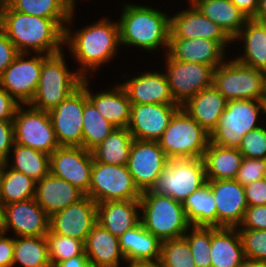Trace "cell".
Here are the masks:
<instances>
[{"label": "cell", "instance_id": "obj_1", "mask_svg": "<svg viewBox=\"0 0 266 267\" xmlns=\"http://www.w3.org/2000/svg\"><path fill=\"white\" fill-rule=\"evenodd\" d=\"M74 11L69 20H52L18 12L5 4L1 5L0 28L19 53H28L30 49L35 53L52 55L62 51L64 23L72 22Z\"/></svg>", "mask_w": 266, "mask_h": 267}, {"label": "cell", "instance_id": "obj_2", "mask_svg": "<svg viewBox=\"0 0 266 267\" xmlns=\"http://www.w3.org/2000/svg\"><path fill=\"white\" fill-rule=\"evenodd\" d=\"M71 34L65 27L64 43L69 44L70 51L81 65L77 69L84 78L88 71H94L113 59L120 46L119 22L100 19L97 23L86 26Z\"/></svg>", "mask_w": 266, "mask_h": 267}, {"label": "cell", "instance_id": "obj_3", "mask_svg": "<svg viewBox=\"0 0 266 267\" xmlns=\"http://www.w3.org/2000/svg\"><path fill=\"white\" fill-rule=\"evenodd\" d=\"M120 44L138 46L153 51L159 46L168 49L170 17L143 5H124L120 17Z\"/></svg>", "mask_w": 266, "mask_h": 267}, {"label": "cell", "instance_id": "obj_4", "mask_svg": "<svg viewBox=\"0 0 266 267\" xmlns=\"http://www.w3.org/2000/svg\"><path fill=\"white\" fill-rule=\"evenodd\" d=\"M139 200L143 212L140 222L161 242L183 237L192 227L182 203L171 197L147 190L142 192Z\"/></svg>", "mask_w": 266, "mask_h": 267}, {"label": "cell", "instance_id": "obj_5", "mask_svg": "<svg viewBox=\"0 0 266 267\" xmlns=\"http://www.w3.org/2000/svg\"><path fill=\"white\" fill-rule=\"evenodd\" d=\"M83 79L79 72L68 70L62 51L48 55L42 62L38 87L28 105L49 112L78 89Z\"/></svg>", "mask_w": 266, "mask_h": 267}, {"label": "cell", "instance_id": "obj_6", "mask_svg": "<svg viewBox=\"0 0 266 267\" xmlns=\"http://www.w3.org/2000/svg\"><path fill=\"white\" fill-rule=\"evenodd\" d=\"M209 133L180 107L158 140L168 159L203 158Z\"/></svg>", "mask_w": 266, "mask_h": 267}, {"label": "cell", "instance_id": "obj_7", "mask_svg": "<svg viewBox=\"0 0 266 267\" xmlns=\"http://www.w3.org/2000/svg\"><path fill=\"white\" fill-rule=\"evenodd\" d=\"M264 113L262 100H230L219 117L214 130L209 134L210 142L222 147L238 149L242 137L257 129L260 112Z\"/></svg>", "mask_w": 266, "mask_h": 267}, {"label": "cell", "instance_id": "obj_8", "mask_svg": "<svg viewBox=\"0 0 266 267\" xmlns=\"http://www.w3.org/2000/svg\"><path fill=\"white\" fill-rule=\"evenodd\" d=\"M206 183L202 158L169 159L150 191L183 203L188 196Z\"/></svg>", "mask_w": 266, "mask_h": 267}, {"label": "cell", "instance_id": "obj_9", "mask_svg": "<svg viewBox=\"0 0 266 267\" xmlns=\"http://www.w3.org/2000/svg\"><path fill=\"white\" fill-rule=\"evenodd\" d=\"M231 61V62H230ZM220 64L214 71L213 85L230 100H262L266 73L230 60Z\"/></svg>", "mask_w": 266, "mask_h": 267}, {"label": "cell", "instance_id": "obj_10", "mask_svg": "<svg viewBox=\"0 0 266 267\" xmlns=\"http://www.w3.org/2000/svg\"><path fill=\"white\" fill-rule=\"evenodd\" d=\"M96 203L115 200H139L142 192L135 185L127 165L93 161L91 182L85 194Z\"/></svg>", "mask_w": 266, "mask_h": 267}, {"label": "cell", "instance_id": "obj_11", "mask_svg": "<svg viewBox=\"0 0 266 267\" xmlns=\"http://www.w3.org/2000/svg\"><path fill=\"white\" fill-rule=\"evenodd\" d=\"M24 110L20 104L13 123L15 143L51 155L60 147L49 116V112L30 105Z\"/></svg>", "mask_w": 266, "mask_h": 267}, {"label": "cell", "instance_id": "obj_12", "mask_svg": "<svg viewBox=\"0 0 266 267\" xmlns=\"http://www.w3.org/2000/svg\"><path fill=\"white\" fill-rule=\"evenodd\" d=\"M166 78L175 102L182 106L201 90L213 85L215 68L206 64L182 62L166 54Z\"/></svg>", "mask_w": 266, "mask_h": 267}, {"label": "cell", "instance_id": "obj_13", "mask_svg": "<svg viewBox=\"0 0 266 267\" xmlns=\"http://www.w3.org/2000/svg\"><path fill=\"white\" fill-rule=\"evenodd\" d=\"M29 53H19L14 61L0 75L2 87L19 103L28 105L38 87L42 62L48 56L37 53V56L24 59Z\"/></svg>", "mask_w": 266, "mask_h": 267}, {"label": "cell", "instance_id": "obj_14", "mask_svg": "<svg viewBox=\"0 0 266 267\" xmlns=\"http://www.w3.org/2000/svg\"><path fill=\"white\" fill-rule=\"evenodd\" d=\"M92 167V153L83 147L60 146L50 155L49 172L84 194L89 189Z\"/></svg>", "mask_w": 266, "mask_h": 267}, {"label": "cell", "instance_id": "obj_15", "mask_svg": "<svg viewBox=\"0 0 266 267\" xmlns=\"http://www.w3.org/2000/svg\"><path fill=\"white\" fill-rule=\"evenodd\" d=\"M168 160L158 141L133 140L127 167L141 192L151 189Z\"/></svg>", "mask_w": 266, "mask_h": 267}, {"label": "cell", "instance_id": "obj_16", "mask_svg": "<svg viewBox=\"0 0 266 267\" xmlns=\"http://www.w3.org/2000/svg\"><path fill=\"white\" fill-rule=\"evenodd\" d=\"M83 109L84 88L80 86L49 111L60 146L82 147Z\"/></svg>", "mask_w": 266, "mask_h": 267}, {"label": "cell", "instance_id": "obj_17", "mask_svg": "<svg viewBox=\"0 0 266 267\" xmlns=\"http://www.w3.org/2000/svg\"><path fill=\"white\" fill-rule=\"evenodd\" d=\"M97 223V203L89 196L49 217V230L56 234L86 241Z\"/></svg>", "mask_w": 266, "mask_h": 267}, {"label": "cell", "instance_id": "obj_18", "mask_svg": "<svg viewBox=\"0 0 266 267\" xmlns=\"http://www.w3.org/2000/svg\"><path fill=\"white\" fill-rule=\"evenodd\" d=\"M180 107L178 104H132L128 131L134 139L158 141Z\"/></svg>", "mask_w": 266, "mask_h": 267}, {"label": "cell", "instance_id": "obj_19", "mask_svg": "<svg viewBox=\"0 0 266 267\" xmlns=\"http://www.w3.org/2000/svg\"><path fill=\"white\" fill-rule=\"evenodd\" d=\"M214 195L217 227H235L242 223L248 204L245 189L235 179L207 180Z\"/></svg>", "mask_w": 266, "mask_h": 267}, {"label": "cell", "instance_id": "obj_20", "mask_svg": "<svg viewBox=\"0 0 266 267\" xmlns=\"http://www.w3.org/2000/svg\"><path fill=\"white\" fill-rule=\"evenodd\" d=\"M5 233L14 230L16 237L45 236L49 231V216L35 198L4 205Z\"/></svg>", "mask_w": 266, "mask_h": 267}, {"label": "cell", "instance_id": "obj_21", "mask_svg": "<svg viewBox=\"0 0 266 267\" xmlns=\"http://www.w3.org/2000/svg\"><path fill=\"white\" fill-rule=\"evenodd\" d=\"M170 38L233 42L221 27L203 15L192 3L190 8L170 17Z\"/></svg>", "mask_w": 266, "mask_h": 267}, {"label": "cell", "instance_id": "obj_22", "mask_svg": "<svg viewBox=\"0 0 266 267\" xmlns=\"http://www.w3.org/2000/svg\"><path fill=\"white\" fill-rule=\"evenodd\" d=\"M227 43L231 42H216L204 38H170L166 53L178 61L206 64L216 69L224 63L223 54Z\"/></svg>", "mask_w": 266, "mask_h": 267}, {"label": "cell", "instance_id": "obj_23", "mask_svg": "<svg viewBox=\"0 0 266 267\" xmlns=\"http://www.w3.org/2000/svg\"><path fill=\"white\" fill-rule=\"evenodd\" d=\"M85 194L68 181L52 175L50 172L36 182L35 200L50 217L78 202Z\"/></svg>", "mask_w": 266, "mask_h": 267}, {"label": "cell", "instance_id": "obj_24", "mask_svg": "<svg viewBox=\"0 0 266 267\" xmlns=\"http://www.w3.org/2000/svg\"><path fill=\"white\" fill-rule=\"evenodd\" d=\"M131 104H177L165 73L147 72L121 84Z\"/></svg>", "mask_w": 266, "mask_h": 267}, {"label": "cell", "instance_id": "obj_25", "mask_svg": "<svg viewBox=\"0 0 266 267\" xmlns=\"http://www.w3.org/2000/svg\"><path fill=\"white\" fill-rule=\"evenodd\" d=\"M87 79V77L83 79L81 86L86 90L88 100L98 112L116 128H128L132 104L122 85H116L115 89L93 95L87 88Z\"/></svg>", "mask_w": 266, "mask_h": 267}, {"label": "cell", "instance_id": "obj_26", "mask_svg": "<svg viewBox=\"0 0 266 267\" xmlns=\"http://www.w3.org/2000/svg\"><path fill=\"white\" fill-rule=\"evenodd\" d=\"M140 200H115L97 203V223L120 237L140 223Z\"/></svg>", "mask_w": 266, "mask_h": 267}, {"label": "cell", "instance_id": "obj_27", "mask_svg": "<svg viewBox=\"0 0 266 267\" xmlns=\"http://www.w3.org/2000/svg\"><path fill=\"white\" fill-rule=\"evenodd\" d=\"M85 254L92 267H119L125 256L120 249L119 237L96 223L84 243Z\"/></svg>", "mask_w": 266, "mask_h": 267}, {"label": "cell", "instance_id": "obj_28", "mask_svg": "<svg viewBox=\"0 0 266 267\" xmlns=\"http://www.w3.org/2000/svg\"><path fill=\"white\" fill-rule=\"evenodd\" d=\"M226 104L225 97L212 85L188 99L181 107L210 134L216 127Z\"/></svg>", "mask_w": 266, "mask_h": 267}, {"label": "cell", "instance_id": "obj_29", "mask_svg": "<svg viewBox=\"0 0 266 267\" xmlns=\"http://www.w3.org/2000/svg\"><path fill=\"white\" fill-rule=\"evenodd\" d=\"M211 267H239L245 260L242 241L235 227H211Z\"/></svg>", "mask_w": 266, "mask_h": 267}, {"label": "cell", "instance_id": "obj_30", "mask_svg": "<svg viewBox=\"0 0 266 267\" xmlns=\"http://www.w3.org/2000/svg\"><path fill=\"white\" fill-rule=\"evenodd\" d=\"M233 40L249 19L230 0H189Z\"/></svg>", "mask_w": 266, "mask_h": 267}, {"label": "cell", "instance_id": "obj_31", "mask_svg": "<svg viewBox=\"0 0 266 267\" xmlns=\"http://www.w3.org/2000/svg\"><path fill=\"white\" fill-rule=\"evenodd\" d=\"M236 39H244L245 55L235 60L266 73V22L248 19L233 41Z\"/></svg>", "mask_w": 266, "mask_h": 267}, {"label": "cell", "instance_id": "obj_32", "mask_svg": "<svg viewBox=\"0 0 266 267\" xmlns=\"http://www.w3.org/2000/svg\"><path fill=\"white\" fill-rule=\"evenodd\" d=\"M202 159L207 180H227L236 178L244 157L236 148L209 142Z\"/></svg>", "mask_w": 266, "mask_h": 267}, {"label": "cell", "instance_id": "obj_33", "mask_svg": "<svg viewBox=\"0 0 266 267\" xmlns=\"http://www.w3.org/2000/svg\"><path fill=\"white\" fill-rule=\"evenodd\" d=\"M161 243L141 222L119 237L120 249L125 259L159 260Z\"/></svg>", "mask_w": 266, "mask_h": 267}, {"label": "cell", "instance_id": "obj_34", "mask_svg": "<svg viewBox=\"0 0 266 267\" xmlns=\"http://www.w3.org/2000/svg\"><path fill=\"white\" fill-rule=\"evenodd\" d=\"M192 227H217V210L214 195L207 182L182 203Z\"/></svg>", "mask_w": 266, "mask_h": 267}, {"label": "cell", "instance_id": "obj_35", "mask_svg": "<svg viewBox=\"0 0 266 267\" xmlns=\"http://www.w3.org/2000/svg\"><path fill=\"white\" fill-rule=\"evenodd\" d=\"M133 140L128 128H115L91 150L93 161L111 165H127Z\"/></svg>", "mask_w": 266, "mask_h": 267}, {"label": "cell", "instance_id": "obj_36", "mask_svg": "<svg viewBox=\"0 0 266 267\" xmlns=\"http://www.w3.org/2000/svg\"><path fill=\"white\" fill-rule=\"evenodd\" d=\"M8 165L0 168V203L4 206L34 198L36 181Z\"/></svg>", "mask_w": 266, "mask_h": 267}, {"label": "cell", "instance_id": "obj_37", "mask_svg": "<svg viewBox=\"0 0 266 267\" xmlns=\"http://www.w3.org/2000/svg\"><path fill=\"white\" fill-rule=\"evenodd\" d=\"M24 267H52L45 236L14 238V264Z\"/></svg>", "mask_w": 266, "mask_h": 267}, {"label": "cell", "instance_id": "obj_38", "mask_svg": "<svg viewBox=\"0 0 266 267\" xmlns=\"http://www.w3.org/2000/svg\"><path fill=\"white\" fill-rule=\"evenodd\" d=\"M82 147L91 151L98 146L116 127L108 122L88 100L84 89Z\"/></svg>", "mask_w": 266, "mask_h": 267}, {"label": "cell", "instance_id": "obj_39", "mask_svg": "<svg viewBox=\"0 0 266 267\" xmlns=\"http://www.w3.org/2000/svg\"><path fill=\"white\" fill-rule=\"evenodd\" d=\"M14 164L10 166L36 182L49 173L50 155L27 146L14 143Z\"/></svg>", "mask_w": 266, "mask_h": 267}, {"label": "cell", "instance_id": "obj_40", "mask_svg": "<svg viewBox=\"0 0 266 267\" xmlns=\"http://www.w3.org/2000/svg\"><path fill=\"white\" fill-rule=\"evenodd\" d=\"M14 10L52 20H69L73 9L65 0H11Z\"/></svg>", "mask_w": 266, "mask_h": 267}, {"label": "cell", "instance_id": "obj_41", "mask_svg": "<svg viewBox=\"0 0 266 267\" xmlns=\"http://www.w3.org/2000/svg\"><path fill=\"white\" fill-rule=\"evenodd\" d=\"M45 237L52 267H55L60 261L82 255L85 252V246L82 240L56 234L50 230Z\"/></svg>", "mask_w": 266, "mask_h": 267}, {"label": "cell", "instance_id": "obj_42", "mask_svg": "<svg viewBox=\"0 0 266 267\" xmlns=\"http://www.w3.org/2000/svg\"><path fill=\"white\" fill-rule=\"evenodd\" d=\"M162 267H196L187 239L183 236L161 243Z\"/></svg>", "mask_w": 266, "mask_h": 267}, {"label": "cell", "instance_id": "obj_43", "mask_svg": "<svg viewBox=\"0 0 266 267\" xmlns=\"http://www.w3.org/2000/svg\"><path fill=\"white\" fill-rule=\"evenodd\" d=\"M196 267H211V227H192L191 234H185Z\"/></svg>", "mask_w": 266, "mask_h": 267}, {"label": "cell", "instance_id": "obj_44", "mask_svg": "<svg viewBox=\"0 0 266 267\" xmlns=\"http://www.w3.org/2000/svg\"><path fill=\"white\" fill-rule=\"evenodd\" d=\"M245 258L266 262V230L237 228Z\"/></svg>", "mask_w": 266, "mask_h": 267}, {"label": "cell", "instance_id": "obj_45", "mask_svg": "<svg viewBox=\"0 0 266 267\" xmlns=\"http://www.w3.org/2000/svg\"><path fill=\"white\" fill-rule=\"evenodd\" d=\"M238 150L245 158L264 159L266 157L265 127L247 132L241 139Z\"/></svg>", "mask_w": 266, "mask_h": 267}, {"label": "cell", "instance_id": "obj_46", "mask_svg": "<svg viewBox=\"0 0 266 267\" xmlns=\"http://www.w3.org/2000/svg\"><path fill=\"white\" fill-rule=\"evenodd\" d=\"M262 178H264V159L244 157L235 180L246 186Z\"/></svg>", "mask_w": 266, "mask_h": 267}, {"label": "cell", "instance_id": "obj_47", "mask_svg": "<svg viewBox=\"0 0 266 267\" xmlns=\"http://www.w3.org/2000/svg\"><path fill=\"white\" fill-rule=\"evenodd\" d=\"M241 229L266 230V205L248 206Z\"/></svg>", "mask_w": 266, "mask_h": 267}, {"label": "cell", "instance_id": "obj_48", "mask_svg": "<svg viewBox=\"0 0 266 267\" xmlns=\"http://www.w3.org/2000/svg\"><path fill=\"white\" fill-rule=\"evenodd\" d=\"M244 189L248 206L266 205V178L256 180Z\"/></svg>", "mask_w": 266, "mask_h": 267}, {"label": "cell", "instance_id": "obj_49", "mask_svg": "<svg viewBox=\"0 0 266 267\" xmlns=\"http://www.w3.org/2000/svg\"><path fill=\"white\" fill-rule=\"evenodd\" d=\"M15 143L13 120L0 121V156L9 162V153Z\"/></svg>", "mask_w": 266, "mask_h": 267}, {"label": "cell", "instance_id": "obj_50", "mask_svg": "<svg viewBox=\"0 0 266 267\" xmlns=\"http://www.w3.org/2000/svg\"><path fill=\"white\" fill-rule=\"evenodd\" d=\"M18 54L19 52L14 44L0 28V75L14 61Z\"/></svg>", "mask_w": 266, "mask_h": 267}, {"label": "cell", "instance_id": "obj_51", "mask_svg": "<svg viewBox=\"0 0 266 267\" xmlns=\"http://www.w3.org/2000/svg\"><path fill=\"white\" fill-rule=\"evenodd\" d=\"M19 106L20 104L0 83V121L13 120Z\"/></svg>", "mask_w": 266, "mask_h": 267}, {"label": "cell", "instance_id": "obj_52", "mask_svg": "<svg viewBox=\"0 0 266 267\" xmlns=\"http://www.w3.org/2000/svg\"><path fill=\"white\" fill-rule=\"evenodd\" d=\"M14 238H7L6 233L0 235V267H13Z\"/></svg>", "mask_w": 266, "mask_h": 267}, {"label": "cell", "instance_id": "obj_53", "mask_svg": "<svg viewBox=\"0 0 266 267\" xmlns=\"http://www.w3.org/2000/svg\"><path fill=\"white\" fill-rule=\"evenodd\" d=\"M239 8L249 19L254 18L258 11L259 0H230Z\"/></svg>", "mask_w": 266, "mask_h": 267}, {"label": "cell", "instance_id": "obj_54", "mask_svg": "<svg viewBox=\"0 0 266 267\" xmlns=\"http://www.w3.org/2000/svg\"><path fill=\"white\" fill-rule=\"evenodd\" d=\"M55 267H92L85 252L82 255L60 261Z\"/></svg>", "mask_w": 266, "mask_h": 267}, {"label": "cell", "instance_id": "obj_55", "mask_svg": "<svg viewBox=\"0 0 266 267\" xmlns=\"http://www.w3.org/2000/svg\"><path fill=\"white\" fill-rule=\"evenodd\" d=\"M129 262L128 267H162L159 260H135L125 259Z\"/></svg>", "mask_w": 266, "mask_h": 267}, {"label": "cell", "instance_id": "obj_56", "mask_svg": "<svg viewBox=\"0 0 266 267\" xmlns=\"http://www.w3.org/2000/svg\"><path fill=\"white\" fill-rule=\"evenodd\" d=\"M253 19L261 22H266V0H259L258 11Z\"/></svg>", "mask_w": 266, "mask_h": 267}, {"label": "cell", "instance_id": "obj_57", "mask_svg": "<svg viewBox=\"0 0 266 267\" xmlns=\"http://www.w3.org/2000/svg\"><path fill=\"white\" fill-rule=\"evenodd\" d=\"M239 267H266V262L245 258Z\"/></svg>", "mask_w": 266, "mask_h": 267}, {"label": "cell", "instance_id": "obj_58", "mask_svg": "<svg viewBox=\"0 0 266 267\" xmlns=\"http://www.w3.org/2000/svg\"><path fill=\"white\" fill-rule=\"evenodd\" d=\"M5 234L4 206L0 203V235Z\"/></svg>", "mask_w": 266, "mask_h": 267}, {"label": "cell", "instance_id": "obj_59", "mask_svg": "<svg viewBox=\"0 0 266 267\" xmlns=\"http://www.w3.org/2000/svg\"><path fill=\"white\" fill-rule=\"evenodd\" d=\"M262 101L264 104H266V76H265V80H264V94H263Z\"/></svg>", "mask_w": 266, "mask_h": 267}, {"label": "cell", "instance_id": "obj_60", "mask_svg": "<svg viewBox=\"0 0 266 267\" xmlns=\"http://www.w3.org/2000/svg\"><path fill=\"white\" fill-rule=\"evenodd\" d=\"M65 1L74 10V8H75L74 3H76L75 0H65Z\"/></svg>", "mask_w": 266, "mask_h": 267}, {"label": "cell", "instance_id": "obj_61", "mask_svg": "<svg viewBox=\"0 0 266 267\" xmlns=\"http://www.w3.org/2000/svg\"><path fill=\"white\" fill-rule=\"evenodd\" d=\"M11 0H0L1 5L8 4Z\"/></svg>", "mask_w": 266, "mask_h": 267}, {"label": "cell", "instance_id": "obj_62", "mask_svg": "<svg viewBox=\"0 0 266 267\" xmlns=\"http://www.w3.org/2000/svg\"><path fill=\"white\" fill-rule=\"evenodd\" d=\"M6 163V161L0 156V168Z\"/></svg>", "mask_w": 266, "mask_h": 267}, {"label": "cell", "instance_id": "obj_63", "mask_svg": "<svg viewBox=\"0 0 266 267\" xmlns=\"http://www.w3.org/2000/svg\"><path fill=\"white\" fill-rule=\"evenodd\" d=\"M264 178H266V157L264 158Z\"/></svg>", "mask_w": 266, "mask_h": 267}, {"label": "cell", "instance_id": "obj_64", "mask_svg": "<svg viewBox=\"0 0 266 267\" xmlns=\"http://www.w3.org/2000/svg\"><path fill=\"white\" fill-rule=\"evenodd\" d=\"M264 113L266 114V104H264Z\"/></svg>", "mask_w": 266, "mask_h": 267}]
</instances>
